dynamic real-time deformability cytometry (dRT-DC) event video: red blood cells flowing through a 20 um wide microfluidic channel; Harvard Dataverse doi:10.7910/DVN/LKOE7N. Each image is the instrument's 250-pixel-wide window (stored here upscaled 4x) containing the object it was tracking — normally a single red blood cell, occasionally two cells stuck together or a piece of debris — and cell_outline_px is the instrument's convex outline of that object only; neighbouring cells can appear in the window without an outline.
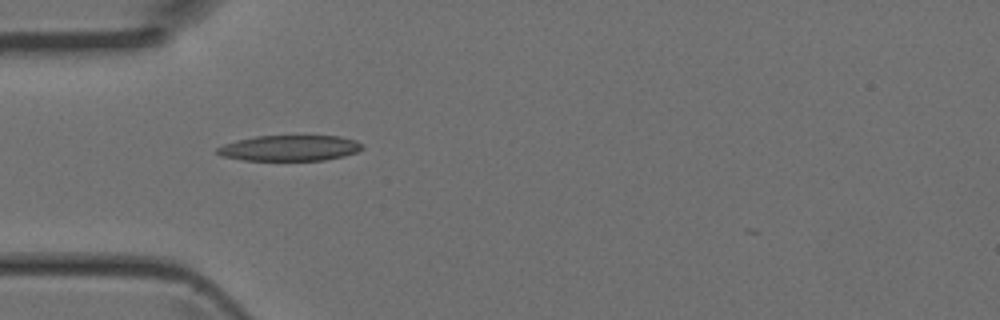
{"species": "Egyptian fruit bat (a non-hibernating species)", "species_latin": "Rousettus aegyptiacus", "temperature_condition": "room temperature", "stored_images_in_passage": 4, "camera_frame_rate_fps": 3000, "um_per_image_px": 0.085, "animal": {"sex": "female"}, "frame": {"image": 1, "passage_image": 2, "time_ms": 0.333, "image_size_px": [1000, 320], "cell_outline_px": [[364, 148], [356, 152], [344, 156], [324, 160], [244, 160], [220, 156], [216, 152], [216, 148], [224, 144], [236, 140], [256, 136], [340, 136], [356, 140], [364, 144]], "centroid_in_image_um": [24.63, 12.58], "position_along_channel_um": 60.4, "area_um2": 21.79}}
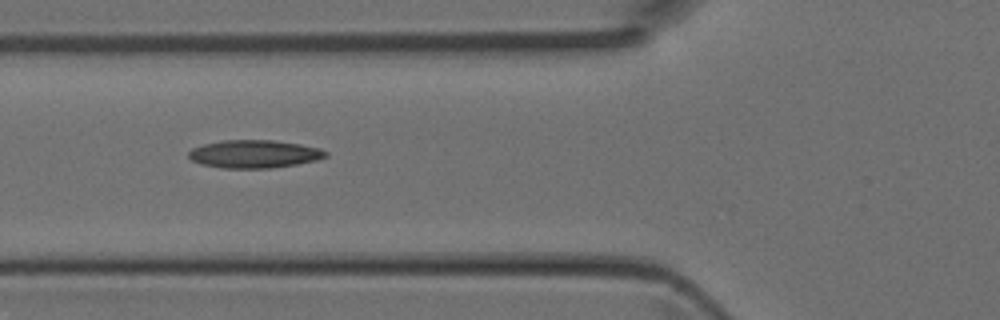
{"frame": {"image": 2, "passage_image": 3, "time_ms": 0.667, "image_size_px": [1000, 320], "cell_outline_px": [[328, 156], [316, 160], [296, 164], [268, 168], [220, 168], [200, 164], [192, 160], [188, 156], [188, 152], [192, 148], [204, 144], [224, 140], [272, 140], [300, 144], [320, 148], [328, 152]], "centroid_in_image_um": [21.6, 13.09], "position_along_channel_um": 104.2, "area_um2": 22.31}}
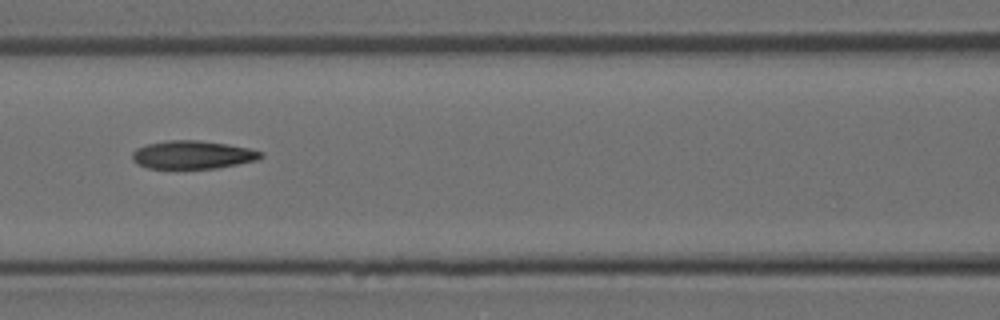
{"frame": {"image": 3, "passage_image": 4, "time_ms": 1.0, "image_size_px": [1000, 320], "cell_outline_px": [[264, 156], [260, 160], [216, 168], [148, 168], [132, 160], [132, 152], [136, 148], [148, 144], [168, 140], [200, 140], [228, 144], [248, 148], [264, 152]], "centroid_in_image_um": [16.42, 13.15], "position_along_channel_um": 150.2, "area_um2": 21.15}}